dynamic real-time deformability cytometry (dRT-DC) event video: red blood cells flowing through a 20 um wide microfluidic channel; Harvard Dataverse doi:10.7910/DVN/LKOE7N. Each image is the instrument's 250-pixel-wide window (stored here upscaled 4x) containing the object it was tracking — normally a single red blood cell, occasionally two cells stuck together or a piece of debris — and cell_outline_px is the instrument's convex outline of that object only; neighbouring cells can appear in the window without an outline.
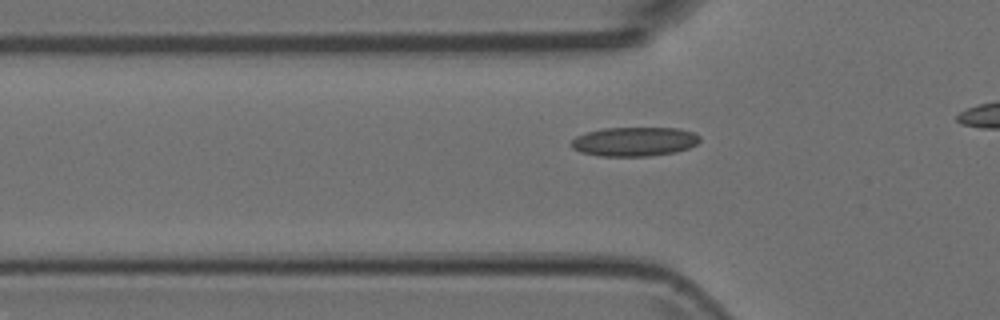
{"species": "Egyptian fruit bat (a non-hibernating species)", "species_latin": "Rousettus aegyptiacus", "temperature_condition": "room temperature", "stored_images_in_passage": 23, "camera_frame_rate_fps": 3000, "um_per_image_px": 0.085, "animal": {"sex": "female"}, "frame": {"image": 1, "passage_image": 7, "time_ms": 2.0, "image_size_px": [1000, 320], "cell_outline_px": [[700, 140], [696, 144], [688, 148], [676, 152], [648, 156], [600, 156], [580, 152], [572, 148], [572, 140], [576, 136], [588, 132], [604, 128], [680, 128], [692, 132], [700, 136]], "centroid_in_image_um": [53.93, 12.03], "position_along_channel_um": 71.9, "area_um2": 21.79}}
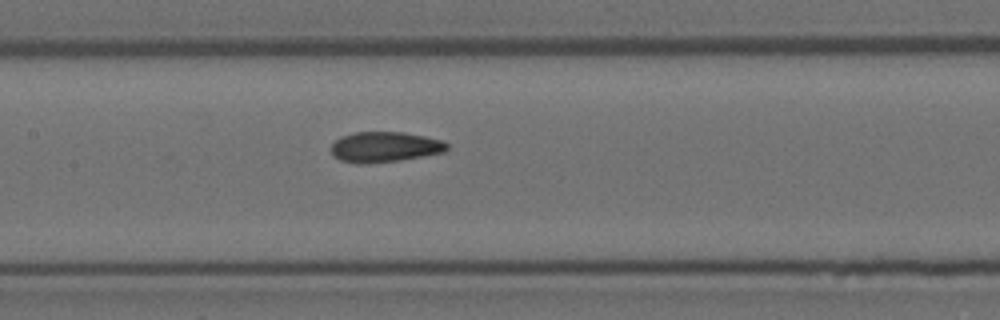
{"frame": {"image": 2, "passage_image": 15, "time_ms": 4.667, "image_size_px": [1000, 320], "cell_outline_px": [[448, 148], [444, 152], [424, 156], [400, 160], [368, 164], [356, 164], [340, 160], [332, 152], [332, 144], [340, 136], [352, 132], [404, 132], [444, 140], [448, 144]], "centroid_in_image_um": [32.72, 12.49], "position_along_channel_um": 174.7, "area_um2": 20.69}}
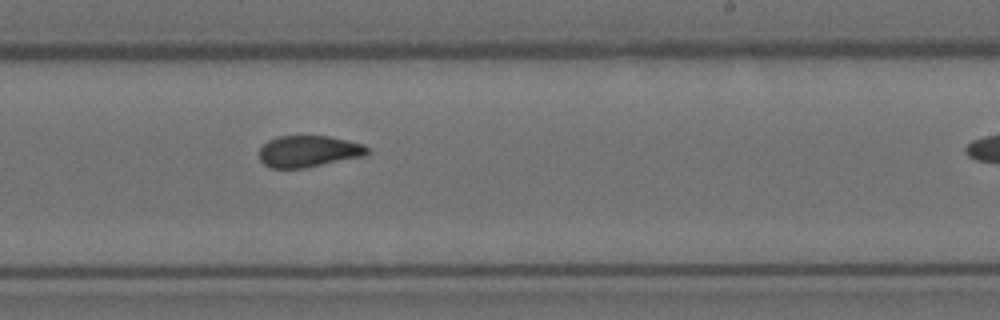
{"frame": {"image": 3, "passage_image": 22, "time_ms": 7.0, "image_size_px": [1000, 320], "cell_outline_px": [[368, 152], [364, 156], [304, 168], [272, 168], [264, 164], [260, 160], [260, 148], [268, 140], [280, 136], [328, 136], [364, 144], [368, 148]], "centroid_in_image_um": [26.22, 12.86], "position_along_channel_um": 262.8, "area_um2": 19.71}}